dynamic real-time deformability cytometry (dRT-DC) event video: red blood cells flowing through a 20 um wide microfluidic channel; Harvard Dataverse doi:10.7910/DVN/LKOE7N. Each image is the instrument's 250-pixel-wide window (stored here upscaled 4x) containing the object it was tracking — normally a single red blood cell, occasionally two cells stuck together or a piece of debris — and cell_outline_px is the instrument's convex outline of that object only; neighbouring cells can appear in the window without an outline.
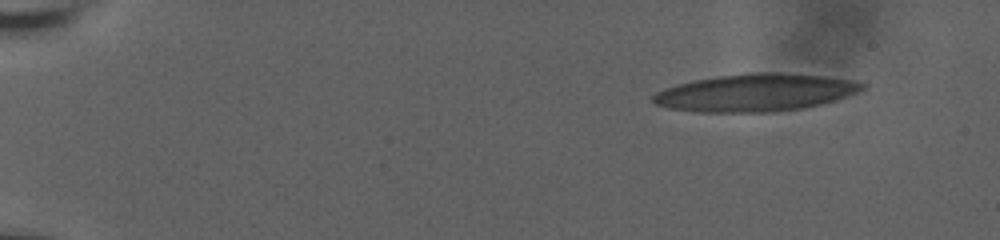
{"species": "human", "species_latin": "Homo sapiens", "temperature_condition": "room temperature", "stored_images_in_passage": 21, "camera_frame_rate_fps": 3000, "um_per_image_px": 0.085, "donor": {"sex": "male"}, "frame": {"image": 1, "passage_image": 1, "time_ms": 0.0, "image_size_px": [1000, 240], "cell_outline_px": [[864, 88], [856, 92], [836, 100], [820, 104], [800, 108], [772, 112], [696, 112], [668, 108], [656, 104], [652, 100], [652, 96], [656, 92], [664, 88], [676, 84], [692, 80], [716, 76], [752, 72], [780, 72], [824, 76], [852, 80], [864, 84]], "centroid_in_image_um": [64.16, 7.86], "position_along_channel_um": 20.8, "area_um2": 45.72}}
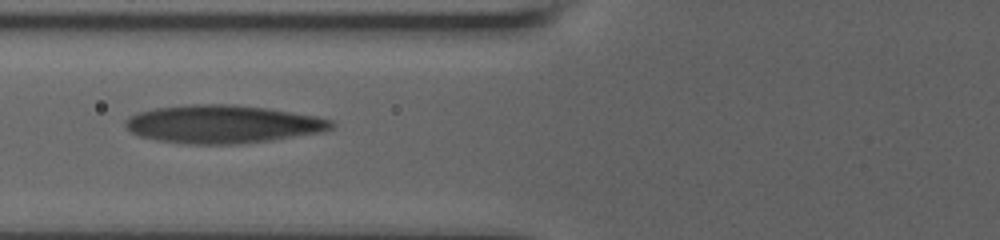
{"frame": {"image": 2, "passage_image": 15, "time_ms": 6.333, "image_size_px": [1000, 240], "cell_outline_px": [[336, 124], [332, 128], [324, 132], [240, 144], [188, 144], [156, 140], [140, 136], [132, 132], [124, 124], [124, 120], [128, 116], [140, 112], [156, 108], [188, 104], [232, 104], [268, 108], [316, 116], [332, 120]], "centroid_in_image_um": [18.94, 10.55], "position_along_channel_um": 106.9, "area_um2": 45.78}}
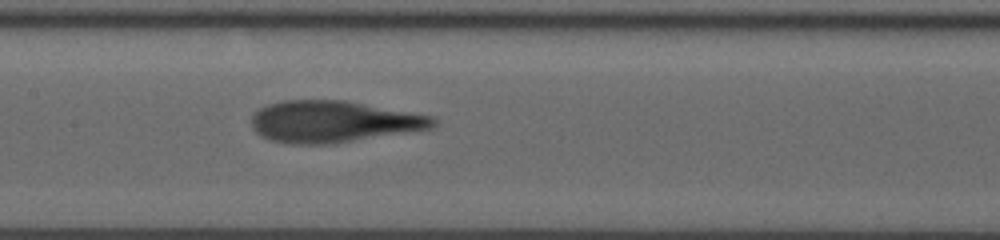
{"frame": {"image": 3, "passage_image": 20, "time_ms": 8.333, "image_size_px": [1000, 240], "cell_outline_px": [[436, 124], [432, 128], [332, 144], [292, 144], [272, 140], [260, 136], [252, 128], [252, 116], [260, 108], [268, 104], [284, 100], [344, 100], [432, 116], [436, 120]], "centroid_in_image_um": [28.31, 10.34], "position_along_channel_um": 179.1, "area_um2": 43.81}}